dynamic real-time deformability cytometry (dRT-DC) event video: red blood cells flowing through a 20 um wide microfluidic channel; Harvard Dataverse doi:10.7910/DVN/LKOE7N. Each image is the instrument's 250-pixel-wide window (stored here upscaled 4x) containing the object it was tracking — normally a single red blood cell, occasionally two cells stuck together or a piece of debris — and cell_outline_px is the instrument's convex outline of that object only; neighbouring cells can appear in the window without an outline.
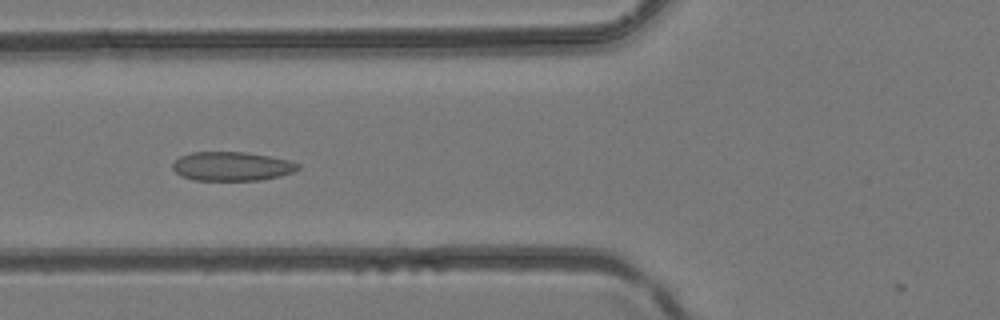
{"species": "common noctule bat (a hibernating species)", "species_latin": "Nyctalus noctula", "temperature_condition": "room temperature", "stored_images_in_passage": 29, "camera_frame_rate_fps": 3000, "um_per_image_px": 0.085, "animal": {"sex": "female", "body_mass_g": 24.6, "forearm_length_mm": 56.2}, "frame": {"image": 1, "passage_image": 7, "time_ms": 2.0, "image_size_px": [1000, 320], "cell_outline_px": [[300, 168], [292, 172], [280, 176], [260, 180], [196, 180], [180, 176], [172, 168], [172, 164], [180, 156], [192, 152], [244, 152], [268, 156], [288, 160], [300, 164]], "centroid_in_image_um": [19.69, 14.14], "position_along_channel_um": 106.1, "area_um2": 21.1}}
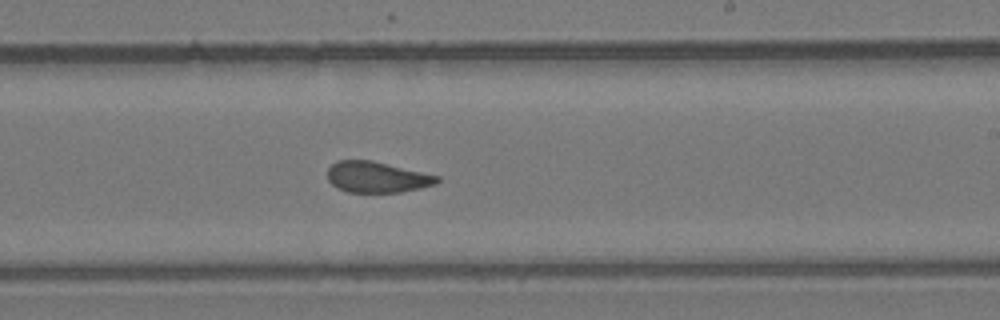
{"frame": {"image": 2, "passage_image": 16, "time_ms": 5.0, "image_size_px": [1000, 320], "cell_outline_px": [[440, 180], [436, 184], [420, 188], [400, 192], [348, 192], [336, 188], [328, 180], [328, 168], [336, 160], [372, 160], [440, 176]], "centroid_in_image_um": [32.03, 15.05], "position_along_channel_um": 257.0, "area_um2": 19.83}}
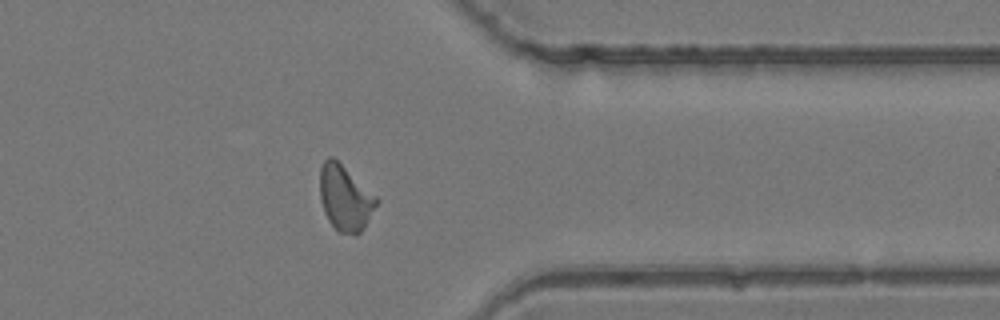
{"frame": {"image": 3, "passage_image": 24, "time_ms": 7.667, "image_size_px": [1000, 320], "cell_outline_px": [[380, 200], [364, 228], [356, 236], [340, 232], [328, 220], [324, 212], [320, 200], [320, 168], [324, 160], [328, 156], [332, 156], [376, 196]], "centroid_in_image_um": [29.33, 16.85], "position_along_channel_um": 382.1, "area_um2": 21.5}}